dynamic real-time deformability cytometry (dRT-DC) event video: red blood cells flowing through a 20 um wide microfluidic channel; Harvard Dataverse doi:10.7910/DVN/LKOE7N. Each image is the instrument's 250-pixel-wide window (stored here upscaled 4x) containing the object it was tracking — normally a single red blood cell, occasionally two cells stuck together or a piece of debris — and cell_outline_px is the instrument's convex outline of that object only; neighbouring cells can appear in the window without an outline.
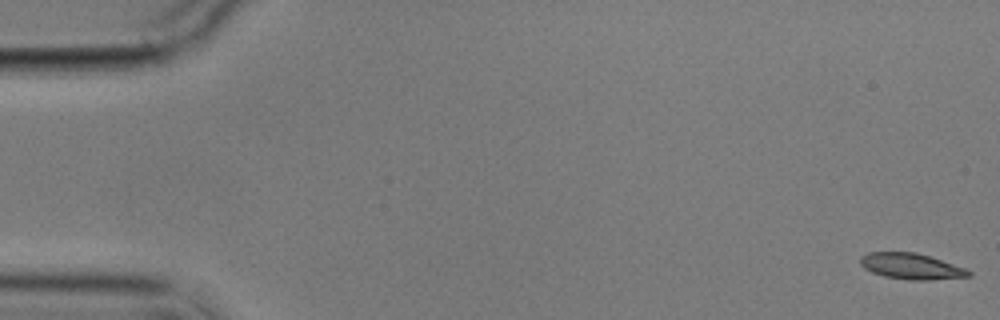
{"species": "common noctule bat (a hibernating species)", "species_latin": "Nyctalus noctula", "temperature_condition": "cold", "stored_images_in_passage": 5, "camera_frame_rate_fps": 3000, "um_per_image_px": 0.085, "animal": {"sex": "male", "body_mass_g": 17.9}, "frame": {"image": 1, "passage_image": 1, "time_ms": 0.0, "image_size_px": [1000, 320], "cell_outline_px": [[972, 276], [928, 280], [908, 280], [884, 276], [872, 272], [864, 268], [860, 264], [860, 256], [868, 252], [916, 252], [964, 268], [972, 272]], "centroid_in_image_um": [77.42, 22.63], "position_along_channel_um": 7.6, "area_um2": 16.24}}